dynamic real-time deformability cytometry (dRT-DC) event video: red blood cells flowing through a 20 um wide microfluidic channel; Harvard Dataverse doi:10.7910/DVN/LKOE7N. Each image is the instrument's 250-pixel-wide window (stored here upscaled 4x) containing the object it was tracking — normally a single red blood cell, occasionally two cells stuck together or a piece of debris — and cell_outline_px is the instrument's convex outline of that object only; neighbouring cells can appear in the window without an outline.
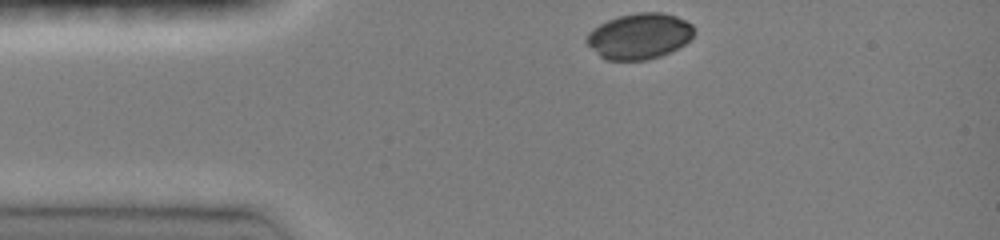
{"species": "common noctule bat (a hibernating species)", "species_latin": "Nyctalus noctula", "temperature_condition": "room temperature", "stored_images_in_passage": 33, "camera_frame_rate_fps": 3000, "um_per_image_px": 0.085, "animal": {"sex": "female", "body_mass_g": 19.0, "forearm_length_mm": 51.5}, "frame": {"image": 1, "passage_image": 1, "time_ms": 0.0, "image_size_px": [1000, 240], "cell_outline_px": [[696, 32], [684, 44], [660, 56], [648, 60], [604, 60], [584, 40], [588, 32], [600, 24], [608, 20], [620, 16], [640, 12], [664, 12], [676, 16], [692, 24]], "centroid_in_image_um": [54.34, 3.07], "position_along_channel_um": 30.7, "area_um2": 28.55}}
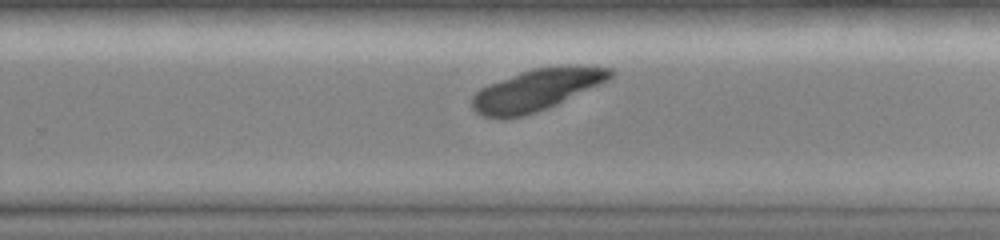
{"frame": {"image": 2, "passage_image": 23, "time_ms": 7.333, "image_size_px": [1000, 240], "cell_outline_px": [[612, 76], [608, 80], [600, 84], [548, 108], [524, 116], [504, 120], [496, 120], [480, 116], [472, 108], [472, 96], [480, 88], [488, 84], [520, 72], [532, 68], [560, 64], [592, 64], [612, 68]], "centroid_in_image_um": [45.61, 7.63], "position_along_channel_um": 284.2, "area_um2": 34.51}}
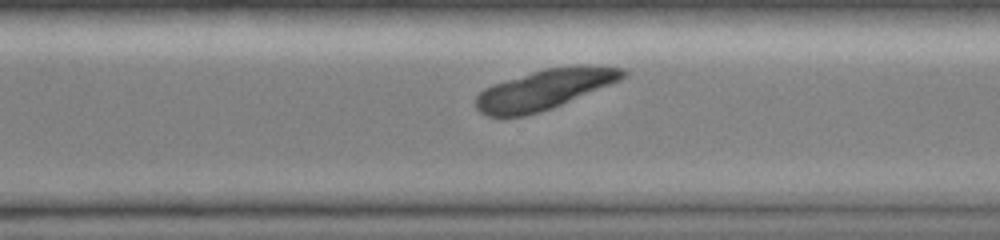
{"frame": {"image": 3, "passage_image": 26, "time_ms": 8.333, "image_size_px": [1000, 240], "cell_outline_px": [[628, 72], [620, 80], [552, 108], [524, 116], [488, 116], [480, 112], [476, 108], [476, 96], [484, 88], [492, 84], [544, 68], [576, 64], [588, 64], [624, 68]], "centroid_in_image_um": [46.3, 7.57], "position_along_channel_um": 324.3, "area_um2": 34.33}}